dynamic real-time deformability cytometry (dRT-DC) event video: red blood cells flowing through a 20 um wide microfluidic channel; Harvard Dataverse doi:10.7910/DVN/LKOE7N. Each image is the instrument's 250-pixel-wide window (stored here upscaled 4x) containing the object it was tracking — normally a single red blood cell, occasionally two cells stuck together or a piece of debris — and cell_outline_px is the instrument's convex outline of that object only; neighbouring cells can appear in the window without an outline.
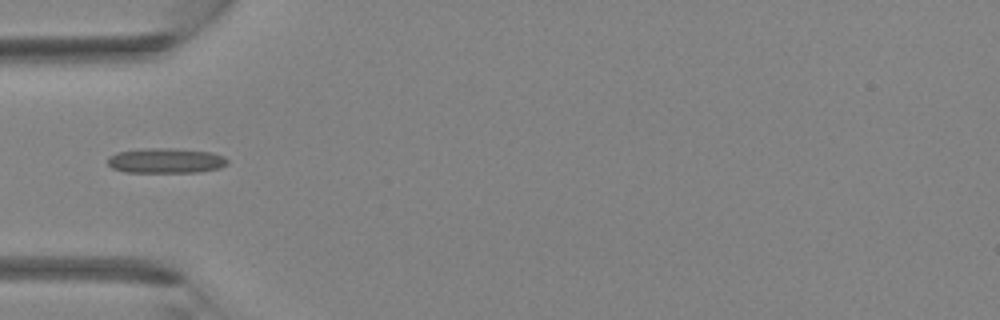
{"species": "Egyptian fruit bat (a non-hibernating species)", "species_latin": "Rousettus aegyptiacus", "temperature_condition": "room temperature", "stored_images_in_passage": 2, "camera_frame_rate_fps": 3000, "um_per_image_px": 0.085, "animal": {"sex": "female"}, "frame": {"image": 1, "passage_image": 2, "time_ms": 2.0, "image_size_px": [1000, 320], "cell_outline_px": [[228, 164], [220, 168], [196, 172], [124, 172], [112, 168], [108, 164], [108, 156], [116, 152], [148, 148], [164, 148], [212, 152], [224, 156], [228, 160]], "centroid_in_image_um": [14.09, 13.66], "position_along_channel_um": 70.9, "area_um2": 17.46}}